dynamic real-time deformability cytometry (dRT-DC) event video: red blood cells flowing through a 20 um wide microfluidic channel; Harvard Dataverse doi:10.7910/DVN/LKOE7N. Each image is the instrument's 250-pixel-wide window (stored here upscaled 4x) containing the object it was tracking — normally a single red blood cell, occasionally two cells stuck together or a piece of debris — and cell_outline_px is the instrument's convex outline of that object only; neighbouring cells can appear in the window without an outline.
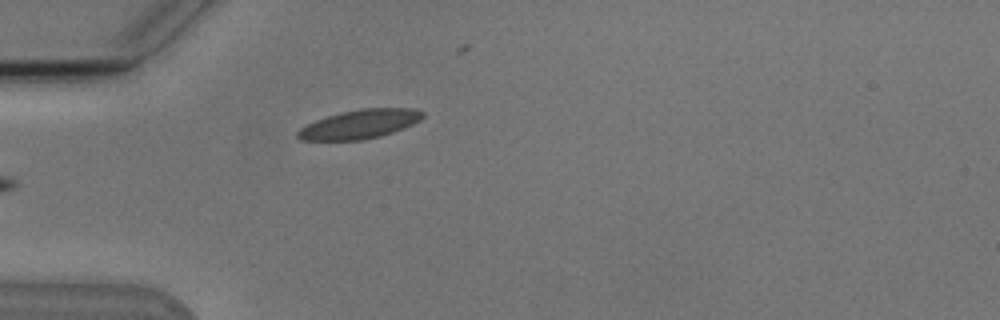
{"species": "Egyptian fruit bat (a non-hibernating species)", "species_latin": "Rousettus aegyptiacus", "temperature_condition": "cold", "stored_images_in_passage": 2, "camera_frame_rate_fps": 3000, "um_per_image_px": 0.085, "animal": {"sex": "male"}, "frame": {"image": 1, "passage_image": 2, "time_ms": 1.333, "image_size_px": [1000, 320], "cell_outline_px": [[424, 116], [420, 120], [412, 124], [392, 132], [380, 136], [360, 140], [300, 140], [296, 136], [296, 132], [300, 128], [316, 120], [340, 112], [360, 108], [412, 108], [424, 112]], "centroid_in_image_um": [30.56, 10.55], "position_along_channel_um": 54.4, "area_um2": 20.98}}